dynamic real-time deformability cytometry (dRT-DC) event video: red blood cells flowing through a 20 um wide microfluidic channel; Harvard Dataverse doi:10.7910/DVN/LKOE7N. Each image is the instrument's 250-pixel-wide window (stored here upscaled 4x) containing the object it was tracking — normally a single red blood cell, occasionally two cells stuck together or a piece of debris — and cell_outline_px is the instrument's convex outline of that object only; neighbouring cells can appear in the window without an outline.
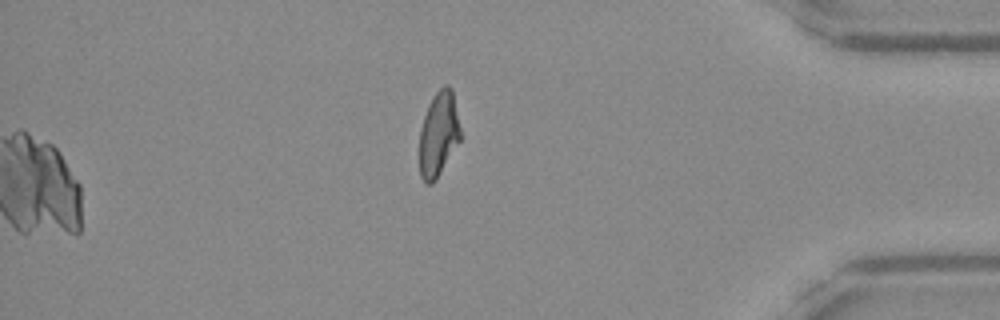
{"species": "Egyptian fruit bat (a non-hibernating species)", "species_latin": "Rousettus aegyptiacus", "temperature_condition": "warm", "stored_images_in_passage": 47, "camera_frame_rate_fps": 3000, "um_per_image_px": 0.085, "frame": {"image": 1, "passage_image": 47, "time_ms": 15.333, "image_size_px": [1000, 320], "cell_outline_px": [[460, 140], [436, 180], [432, 184], [424, 184], [420, 176], [420, 128], [428, 104], [432, 96], [444, 84], [448, 84], [452, 88], [460, 128]], "centroid_in_image_um": [37.27, 11.4], "position_along_channel_um": 397.9, "area_um2": 20.29}}